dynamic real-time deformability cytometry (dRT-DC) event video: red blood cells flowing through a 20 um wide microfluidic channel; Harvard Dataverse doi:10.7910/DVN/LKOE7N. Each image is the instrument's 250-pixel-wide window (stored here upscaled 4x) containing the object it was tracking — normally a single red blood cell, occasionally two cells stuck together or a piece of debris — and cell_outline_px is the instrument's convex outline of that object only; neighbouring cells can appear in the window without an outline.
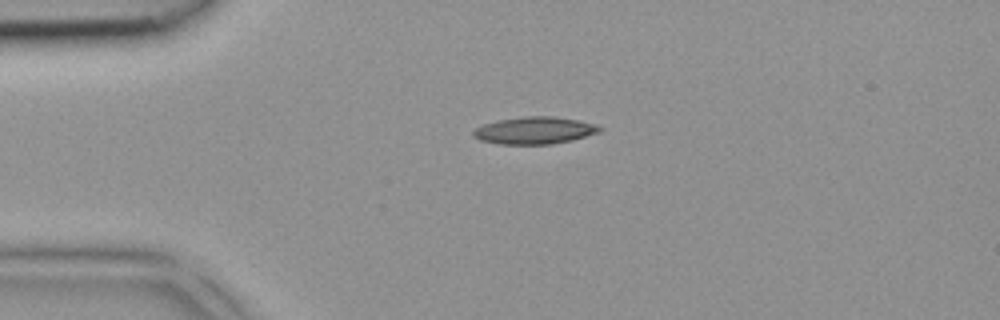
{"species": "common noctule bat (a hibernating species)", "species_latin": "Nyctalus noctula", "temperature_condition": "room temperature", "stored_images_in_passage": 4, "camera_frame_rate_fps": 3000, "um_per_image_px": 0.085, "animal": {"sex": "female", "body_mass_g": 18.4}, "frame": {"image": 1, "passage_image": 2, "time_ms": 0.333, "image_size_px": [1000, 320], "cell_outline_px": [[604, 128], [600, 132], [572, 140], [552, 144], [500, 144], [480, 140], [472, 136], [472, 132], [476, 128], [484, 124], [496, 120], [524, 116], [552, 116], [576, 120], [596, 124]], "centroid_in_image_um": [45.43, 11.08], "position_along_channel_um": 39.6, "area_um2": 20.06}}